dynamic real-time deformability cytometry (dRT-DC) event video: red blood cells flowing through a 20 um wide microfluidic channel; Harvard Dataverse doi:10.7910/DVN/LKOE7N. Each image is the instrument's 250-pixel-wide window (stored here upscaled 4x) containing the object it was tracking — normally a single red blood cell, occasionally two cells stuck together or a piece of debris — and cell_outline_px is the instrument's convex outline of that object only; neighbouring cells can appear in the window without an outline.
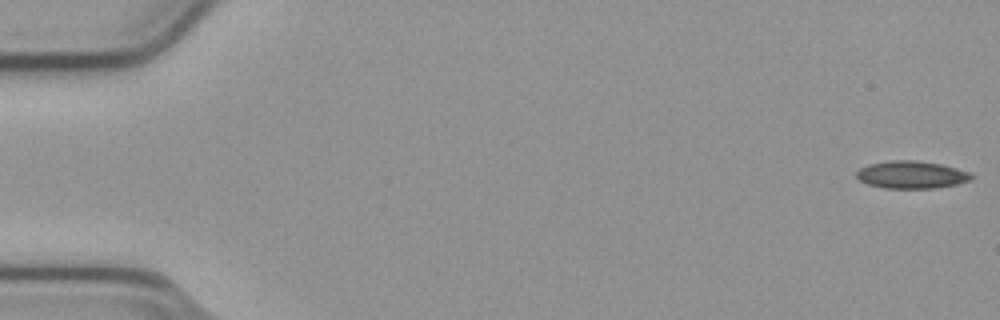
{"species": "common noctule bat (a hibernating species)", "species_latin": "Nyctalus noctula", "temperature_condition": "cold", "stored_images_in_passage": 54, "camera_frame_rate_fps": 3000, "um_per_image_px": 0.085, "animal": {"sex": "male", "body_mass_g": 23.1, "forearm_length_mm": 52.7}, "frame": {"image": 1, "passage_image": 1, "time_ms": 0.0, "image_size_px": [1000, 320], "cell_outline_px": [[976, 176], [972, 180], [956, 184], [932, 188], [884, 188], [868, 184], [860, 180], [856, 176], [856, 172], [860, 168], [868, 164], [888, 160], [916, 160], [940, 164], [972, 172]], "centroid_in_image_um": [77.5, 14.84], "position_along_channel_um": 7.5, "area_um2": 18.55}}
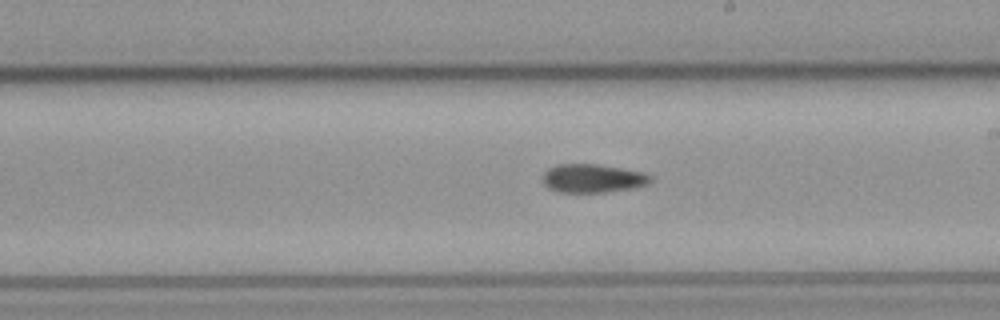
{"frame": {"image": 2, "passage_image": 31, "time_ms": 10.0, "image_size_px": [1000, 320], "cell_outline_px": [[652, 180], [648, 184], [636, 188], [604, 192], [560, 192], [548, 188], [544, 184], [544, 172], [548, 168], [556, 164], [596, 164], [644, 172], [652, 176]], "centroid_in_image_um": [50.4, 15.16], "position_along_channel_um": 238.6, "area_um2": 17.98}}
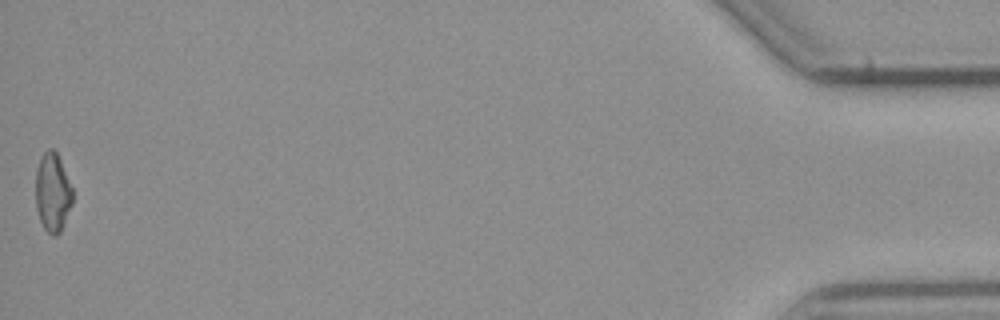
{"frame": {"image": 3, "passage_image": 54, "time_ms": 17.667, "image_size_px": [1000, 320], "cell_outline_px": [[72, 204], [60, 232], [56, 236], [52, 236], [44, 228], [40, 220], [36, 208], [36, 168], [40, 156], [48, 148], [52, 148], [56, 152], [60, 160], [72, 188]], "centroid_in_image_um": [4.46, 16.35], "position_along_channel_um": 430.7, "area_um2": 16.88}, "authors_computed_cell_mechanics": {"area_um2": 18.1492, "velocity_mm_per_s": 3.8237, "shape_relaxation_time_tau1_ms": null, "shape_relaxation_time_tau2_ms": 7.1026, "deformation_change_tau1": null, "deformation_change_tau2": 0.1512}}